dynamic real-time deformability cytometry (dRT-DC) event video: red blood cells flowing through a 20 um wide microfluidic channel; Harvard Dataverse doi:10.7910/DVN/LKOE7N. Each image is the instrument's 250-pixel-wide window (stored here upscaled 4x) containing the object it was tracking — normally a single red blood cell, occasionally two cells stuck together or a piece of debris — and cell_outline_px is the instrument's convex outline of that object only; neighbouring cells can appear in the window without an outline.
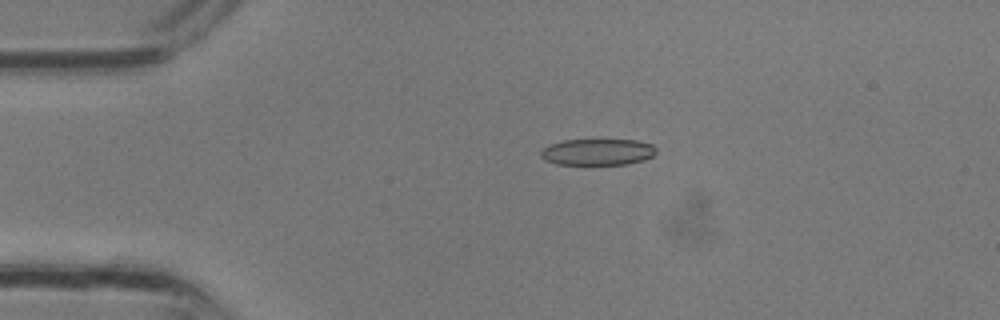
{"species": "common noctule bat (a hibernating species)", "species_latin": "Nyctalus noctula", "temperature_condition": "room temperature", "stored_images_in_passage": 3, "camera_frame_rate_fps": 3000, "um_per_image_px": 0.085, "animal": {"sex": "male", "body_mass_g": 13.3}, "frame": {"image": 1, "passage_image": 2, "time_ms": 0.333, "image_size_px": [1000, 320], "cell_outline_px": [[656, 152], [652, 156], [644, 160], [628, 164], [556, 164], [544, 160], [540, 156], [540, 152], [548, 144], [564, 140], [640, 140], [652, 144], [656, 148]], "centroid_in_image_um": [50.79, 12.91], "position_along_channel_um": 34.2, "area_um2": 17.86}}
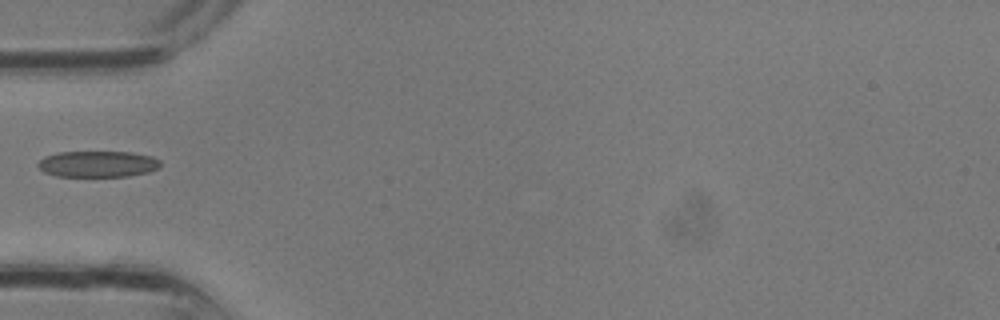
{"frame": {"image": 2, "passage_image": 3, "time_ms": 0.667, "image_size_px": [1000, 320], "cell_outline_px": [[160, 168], [148, 172], [128, 176], [56, 176], [44, 172], [36, 164], [44, 156], [60, 152], [132, 152], [152, 156], [160, 160]], "centroid_in_image_um": [8.32, 13.94], "position_along_channel_um": 76.7, "area_um2": 18.73}}